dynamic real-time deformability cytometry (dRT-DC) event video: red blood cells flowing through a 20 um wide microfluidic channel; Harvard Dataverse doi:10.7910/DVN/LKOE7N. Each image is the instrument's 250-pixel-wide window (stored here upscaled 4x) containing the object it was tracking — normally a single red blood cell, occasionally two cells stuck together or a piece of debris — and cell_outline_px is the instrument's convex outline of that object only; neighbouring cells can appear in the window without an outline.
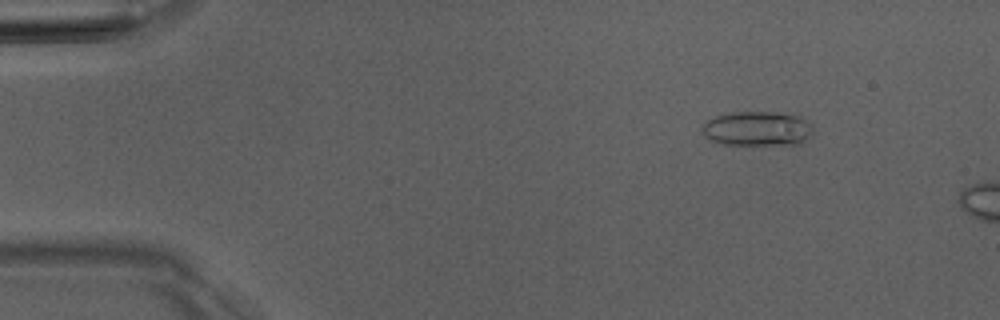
{"species": "Egyptian fruit bat (a non-hibernating species)", "species_latin": "Rousettus aegyptiacus", "temperature_condition": "room temperature", "stored_images_in_passage": 3, "camera_frame_rate_fps": 3000, "um_per_image_px": 0.085, "animal": {"sex": "male"}, "frame": {"image": 1, "passage_image": 1, "time_ms": 0.0, "image_size_px": [1000, 320], "cell_outline_px": [[812, 132], [804, 140], [796, 144], [724, 144], [708, 140], [700, 132], [700, 128], [704, 120], [716, 116], [732, 112], [772, 112], [800, 116], [808, 120], [812, 124]], "centroid_in_image_um": [64.29, 10.92], "position_along_channel_um": 20.7, "area_um2": 22.48}}